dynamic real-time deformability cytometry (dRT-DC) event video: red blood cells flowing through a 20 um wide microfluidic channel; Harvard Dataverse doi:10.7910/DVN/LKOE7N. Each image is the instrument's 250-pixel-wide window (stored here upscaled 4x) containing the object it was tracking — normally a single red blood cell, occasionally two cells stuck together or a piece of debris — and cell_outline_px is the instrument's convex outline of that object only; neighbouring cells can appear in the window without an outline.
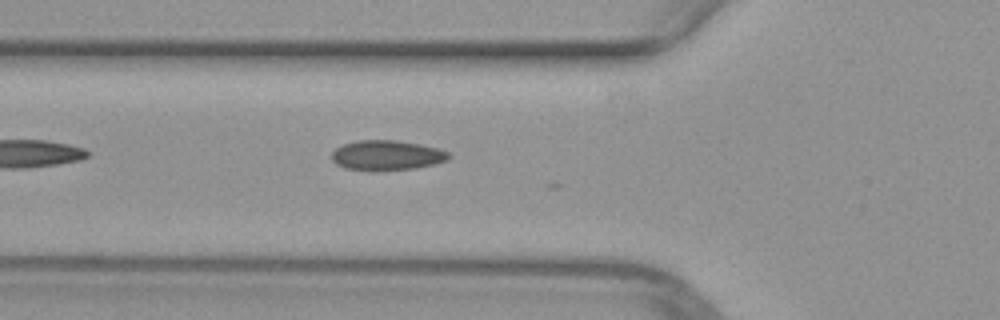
{"species": "common noctule bat (a hibernating species)", "species_latin": "Nyctalus noctula", "temperature_condition": "warm", "stored_images_in_passage": 4, "camera_frame_rate_fps": 3000, "um_per_image_px": 0.085, "animal": {"sex": "female", "body_mass_g": 29.2, "forearm_length_mm": 56.3}, "frame": {"image": 1, "passage_image": 3, "time_ms": 0.667, "image_size_px": [1000, 320], "cell_outline_px": [[452, 156], [448, 160], [436, 164], [416, 168], [372, 172], [344, 168], [336, 164], [332, 160], [332, 152], [336, 148], [344, 144], [356, 140], [396, 140], [420, 144], [440, 148], [448, 152]], "centroid_in_image_um": [32.89, 13.22], "position_along_channel_um": 92.9, "area_um2": 20.92}}